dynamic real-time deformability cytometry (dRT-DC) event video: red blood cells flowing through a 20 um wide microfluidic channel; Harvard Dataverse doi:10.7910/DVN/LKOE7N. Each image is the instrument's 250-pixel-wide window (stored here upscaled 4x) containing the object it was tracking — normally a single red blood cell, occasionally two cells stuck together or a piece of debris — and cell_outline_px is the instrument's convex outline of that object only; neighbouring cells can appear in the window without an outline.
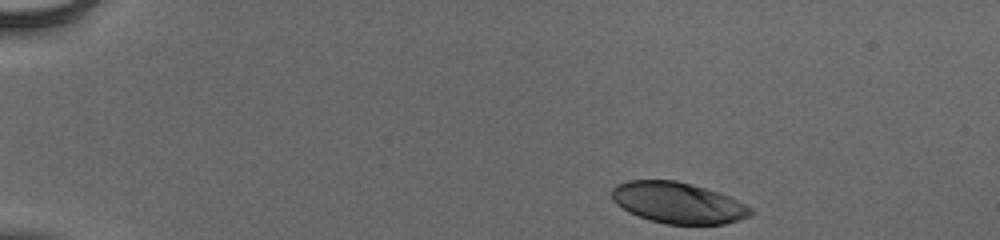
{"species": "human", "species_latin": "Homo sapiens", "temperature_condition": "cold", "stored_images_in_passage": 46, "camera_frame_rate_fps": 3000, "um_per_image_px": 0.085, "donor": {"sex": "male"}, "frame": {"image": 1, "passage_image": 1, "time_ms": 0.0, "image_size_px": [1000, 240], "cell_outline_px": [[756, 212], [748, 216], [724, 224], [668, 224], [652, 220], [628, 212], [616, 204], [612, 200], [612, 188], [616, 184], [628, 180], [676, 180], [692, 184], [720, 192], [752, 208]], "centroid_in_image_um": [57.62, 17.22], "position_along_channel_um": 27.4, "area_um2": 33.18}}
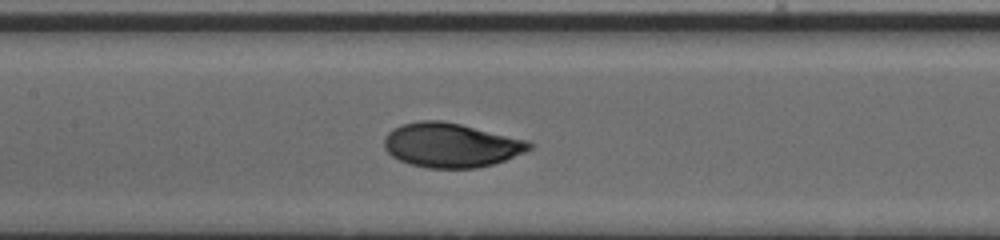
{"frame": {"image": 2, "passage_image": 20, "time_ms": 6.333, "image_size_px": [1000, 240], "cell_outline_px": [[532, 148], [524, 152], [504, 160], [492, 164], [476, 168], [428, 168], [408, 164], [392, 156], [384, 148], [384, 136], [392, 128], [400, 124], [420, 120], [444, 120], [528, 140], [532, 144]], "centroid_in_image_um": [38.29, 12.33], "position_along_channel_um": 169.1, "area_um2": 37.63}}
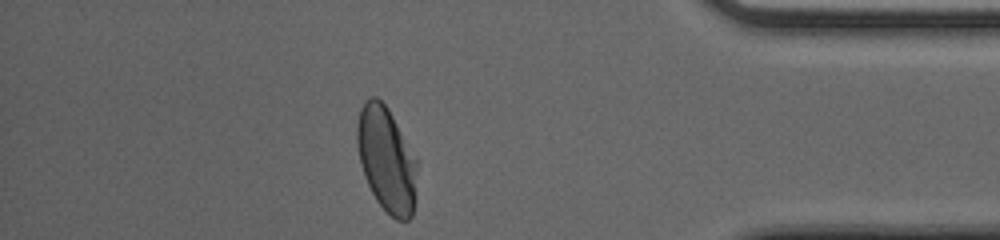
{"frame": {"image": 3, "passage_image": 40, "time_ms": 13.0, "image_size_px": [1000, 240], "cell_outline_px": [[416, 196], [412, 216], [408, 220], [396, 220], [376, 200], [364, 176], [360, 164], [356, 140], [356, 124], [360, 108], [364, 100], [368, 96], [376, 96], [388, 108], [416, 156]], "centroid_in_image_um": [32.84, 13.52], "position_along_channel_um": 402.4, "area_um2": 36.99}, "authors_computed_cell_mechanics": {"area_um2": 37.0498, "velocity_mm_per_s": 3.9152, "shape_relaxation_time_tau1_ms": 3.0137, "shape_relaxation_time_tau2_ms": null, "deformation_change_tau1": 0.168, "deformation_change_tau2": null}}